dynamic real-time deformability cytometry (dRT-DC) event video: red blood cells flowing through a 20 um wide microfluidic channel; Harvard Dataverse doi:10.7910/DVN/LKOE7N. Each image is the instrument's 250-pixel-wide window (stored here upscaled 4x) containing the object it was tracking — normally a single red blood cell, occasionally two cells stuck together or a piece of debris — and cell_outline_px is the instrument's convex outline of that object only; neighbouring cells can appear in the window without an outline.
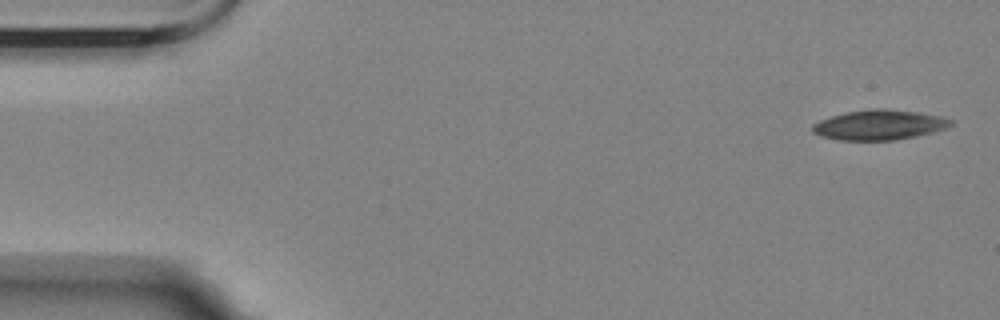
{"species": "Egyptian fruit bat (a non-hibernating species)", "species_latin": "Rousettus aegyptiacus", "temperature_condition": "room temperature", "stored_images_in_passage": 5, "camera_frame_rate_fps": 3000, "um_per_image_px": 0.085, "animal": {"sex": "female"}, "frame": {"image": 1, "passage_image": 1, "time_ms": 0.0, "image_size_px": [1000, 320], "cell_outline_px": [[956, 124], [944, 128], [916, 136], [896, 140], [840, 140], [824, 136], [812, 132], [812, 124], [820, 120], [844, 112], [872, 108], [888, 108], [920, 112], [940, 116], [956, 120]], "centroid_in_image_um": [74.78, 10.6], "position_along_channel_um": 10.2, "area_um2": 24.33}}
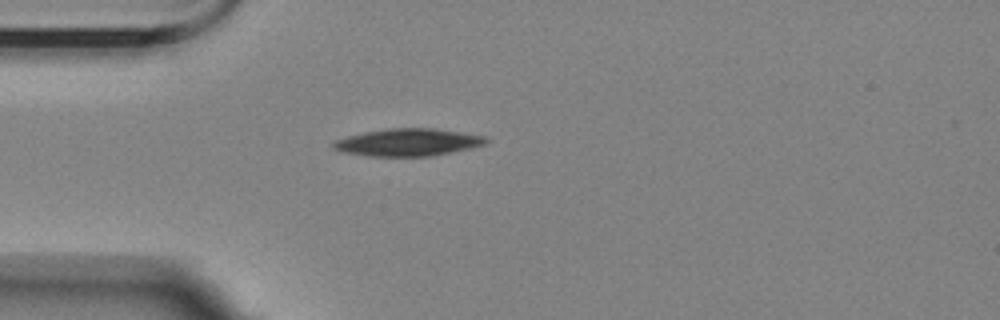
{"frame": {"image": 2, "passage_image": 4, "time_ms": 4.333, "image_size_px": [1000, 320], "cell_outline_px": [[488, 140], [484, 144], [468, 148], [432, 156], [368, 156], [348, 152], [332, 148], [332, 144], [336, 140], [348, 136], [364, 132], [388, 128], [436, 128], [484, 136]], "centroid_in_image_um": [34.67, 12.09], "position_along_channel_um": 50.3, "area_um2": 23.99}}